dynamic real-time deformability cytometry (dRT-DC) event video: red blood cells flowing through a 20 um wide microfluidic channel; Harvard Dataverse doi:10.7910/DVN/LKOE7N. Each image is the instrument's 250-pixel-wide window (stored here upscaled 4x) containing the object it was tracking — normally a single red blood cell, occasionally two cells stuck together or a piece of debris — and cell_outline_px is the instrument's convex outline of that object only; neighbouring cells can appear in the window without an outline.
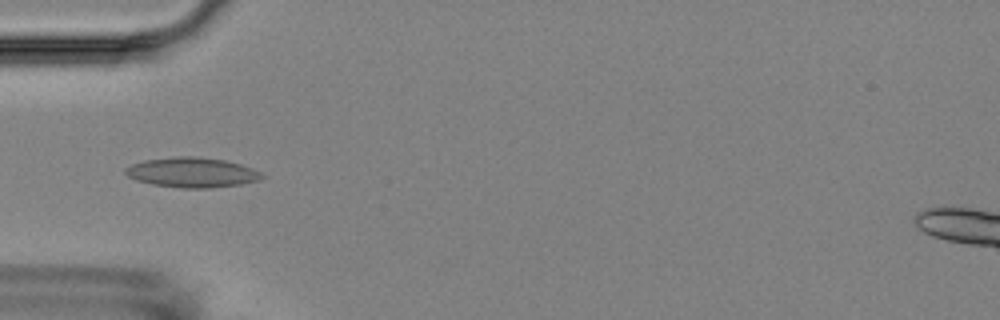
{"species": "Egyptian fruit bat (a non-hibernating species)", "species_latin": "Rousettus aegyptiacus", "temperature_condition": "room temperature", "stored_images_in_passage": 9, "camera_frame_rate_fps": 3000, "um_per_image_px": 0.085, "animal": {"sex": "female"}, "frame": {"image": 1, "passage_image": 4, "time_ms": 3.667, "image_size_px": [1000, 320], "cell_outline_px": [[264, 176], [256, 180], [240, 184], [212, 188], [180, 188], [152, 184], [136, 180], [128, 176], [124, 172], [124, 168], [132, 164], [144, 160], [172, 156], [196, 156], [224, 160], [240, 164], [252, 168], [260, 172]], "centroid_in_image_um": [16.27, 14.65], "position_along_channel_um": 68.7, "area_um2": 23.81}}
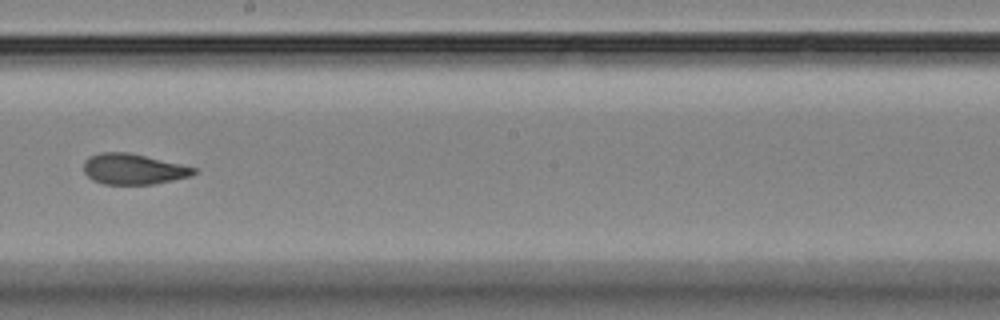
{"frame": {"image": 2, "passage_image": 8, "time_ms": 8.333, "image_size_px": [1000, 320], "cell_outline_px": [[196, 172], [192, 176], [152, 184], [104, 184], [92, 180], [84, 172], [84, 160], [88, 156], [100, 152], [128, 152], [180, 164], [196, 168]], "centroid_in_image_um": [11.29, 14.37], "position_along_channel_um": 236.9, "area_um2": 19.59}}
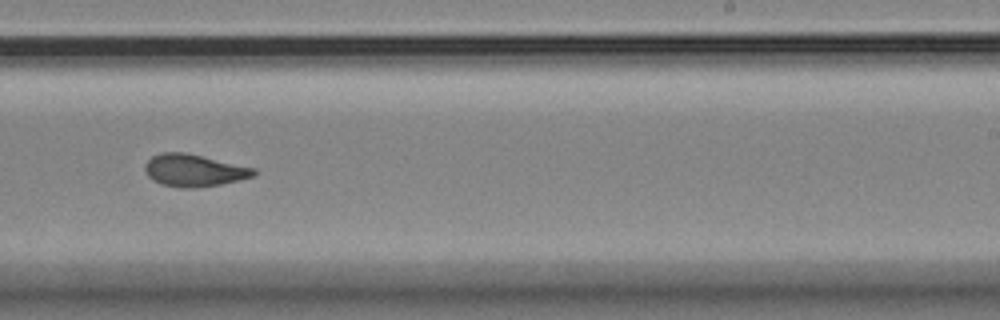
{"frame": {"image": 3, "passage_image": 9, "time_ms": 9.333, "image_size_px": [1000, 320], "cell_outline_px": [[256, 172], [252, 176], [220, 184], [192, 188], [180, 188], [160, 184], [152, 180], [148, 176], [144, 168], [144, 164], [152, 156], [160, 152], [184, 152], [256, 168]], "centroid_in_image_um": [16.43, 14.48], "position_along_channel_um": 272.6, "area_um2": 20.35}}